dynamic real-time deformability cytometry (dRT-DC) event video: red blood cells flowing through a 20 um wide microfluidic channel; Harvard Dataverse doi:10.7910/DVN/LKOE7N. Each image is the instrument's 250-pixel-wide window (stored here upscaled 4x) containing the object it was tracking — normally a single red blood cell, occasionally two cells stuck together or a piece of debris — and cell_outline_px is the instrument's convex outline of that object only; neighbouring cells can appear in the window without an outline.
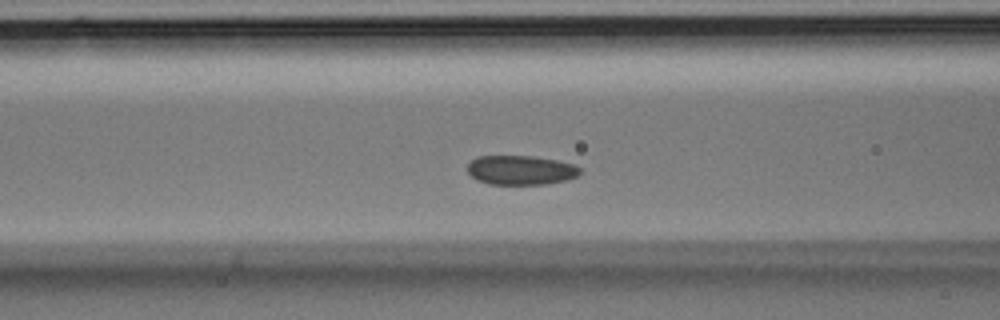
{"species": "Egyptian fruit bat (a non-hibernating species)", "species_latin": "Rousettus aegyptiacus", "temperature_condition": "room temperature", "stored_images_in_passage": 37, "camera_frame_rate_fps": 3000, "um_per_image_px": 0.085, "animal": {"sex": "male"}, "frame": {"image": 1, "passage_image": 13, "time_ms": 4.0, "image_size_px": [1000, 320], "cell_outline_px": [[580, 172], [576, 176], [568, 180], [544, 184], [488, 184], [476, 180], [468, 172], [468, 164], [476, 156], [536, 156], [556, 160], [572, 164], [580, 168]], "centroid_in_image_um": [44.25, 14.46], "position_along_channel_um": 122.4, "area_um2": 19.25}}
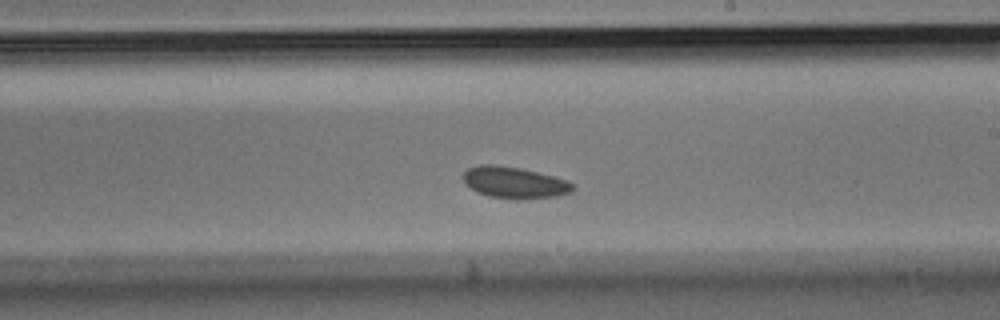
{"frame": {"image": 2, "passage_image": 20, "time_ms": 6.333, "image_size_px": [1000, 320], "cell_outline_px": [[576, 188], [572, 192], [556, 196], [520, 200], [516, 200], [488, 196], [476, 192], [464, 184], [464, 172], [468, 168], [480, 164], [496, 164], [520, 168], [568, 180], [576, 184]], "centroid_in_image_um": [43.74, 15.53], "position_along_channel_um": 245.3, "area_um2": 20.46}}
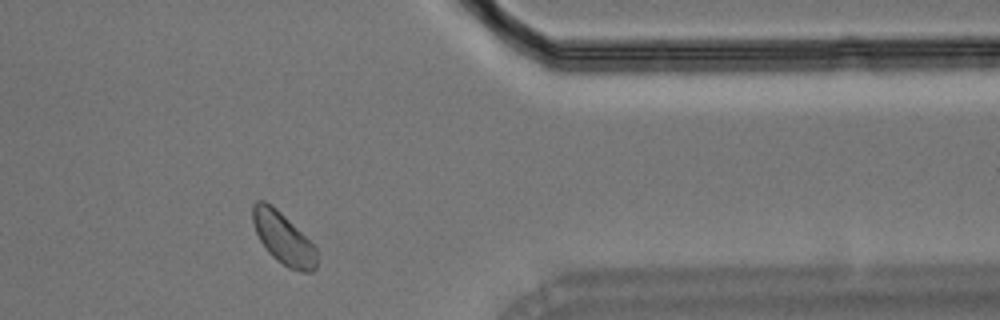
{"frame": {"image": 3, "passage_image": 29, "time_ms": 9.333, "image_size_px": [1000, 320], "cell_outline_px": [[316, 268], [312, 272], [300, 272], [288, 268], [276, 260], [268, 252], [260, 240], [256, 232], [252, 220], [252, 204], [256, 200], [264, 200], [276, 208], [316, 248]], "centroid_in_image_um": [24.04, 20.27], "position_along_channel_um": 387.4, "area_um2": 19.07}}